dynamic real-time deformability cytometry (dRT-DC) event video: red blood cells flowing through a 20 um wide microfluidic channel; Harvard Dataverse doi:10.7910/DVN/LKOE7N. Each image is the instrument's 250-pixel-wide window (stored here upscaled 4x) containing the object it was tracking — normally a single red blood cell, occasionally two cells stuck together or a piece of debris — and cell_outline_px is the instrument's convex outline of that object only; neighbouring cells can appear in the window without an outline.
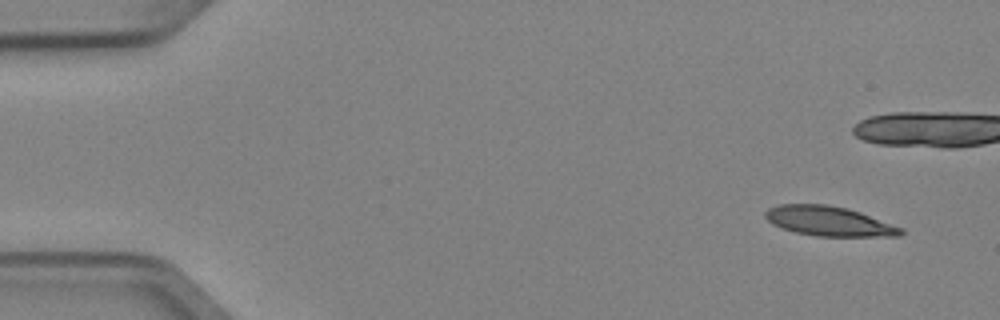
{"species": "Egyptian fruit bat (a non-hibernating species)", "species_latin": "Rousettus aegyptiacus", "temperature_condition": "cold", "stored_images_in_passage": 5, "camera_frame_rate_fps": 3000, "um_per_image_px": 0.085, "animal": {"sex": "female"}, "frame": {"image": 1, "passage_image": 1, "time_ms": 0.0, "image_size_px": [1000, 320], "cell_outline_px": [[904, 232], [900, 236], [816, 236], [796, 232], [772, 224], [764, 216], [764, 212], [768, 208], [780, 204], [824, 204], [848, 208], [860, 212], [904, 228]], "centroid_in_image_um": [70.47, 18.79], "position_along_channel_um": 14.5, "area_um2": 23.41}}